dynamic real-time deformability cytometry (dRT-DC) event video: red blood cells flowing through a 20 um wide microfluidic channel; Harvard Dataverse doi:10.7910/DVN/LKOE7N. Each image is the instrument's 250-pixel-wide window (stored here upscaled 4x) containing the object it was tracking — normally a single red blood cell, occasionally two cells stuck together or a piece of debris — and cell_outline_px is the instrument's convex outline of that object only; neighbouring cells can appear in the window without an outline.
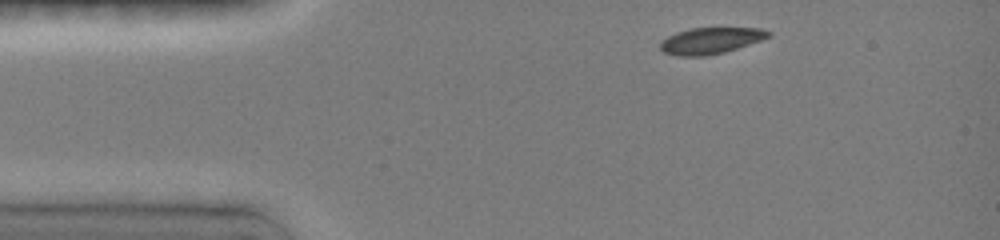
{"species": "common noctule bat (a hibernating species)", "species_latin": "Nyctalus noctula", "temperature_condition": "room temperature", "stored_images_in_passage": 10, "camera_frame_rate_fps": 3000, "um_per_image_px": 0.085, "animal": {"sex": "female", "body_mass_g": 19.0, "forearm_length_mm": 51.5}, "frame": {"image": 1, "passage_image": 1, "time_ms": 0.0, "image_size_px": [1000, 240], "cell_outline_px": [[772, 32], [768, 36], [760, 40], [724, 52], [704, 56], [680, 56], [664, 52], [660, 48], [660, 40], [676, 32], [692, 28], [760, 28]], "centroid_in_image_um": [60.36, 3.45], "position_along_channel_um": 24.6, "area_um2": 16.36}}
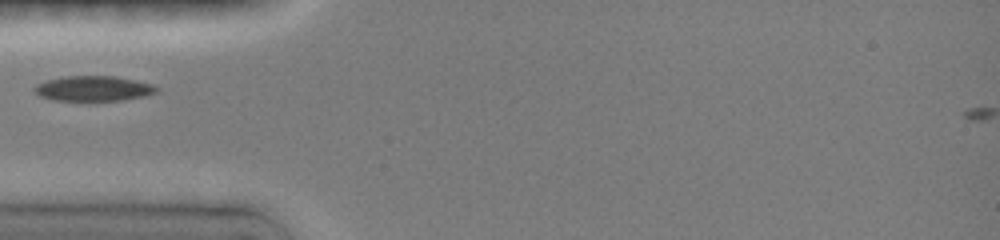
{"frame": {"image": 2, "passage_image": 4, "time_ms": 2.667, "image_size_px": [1000, 240], "cell_outline_px": [[156, 92], [144, 96], [120, 100], [56, 100], [40, 96], [36, 92], [36, 88], [40, 84], [48, 80], [64, 76], [116, 76], [152, 84], [156, 88]], "centroid_in_image_um": [7.97, 7.51], "position_along_channel_um": 77.0, "area_um2": 17.34}}
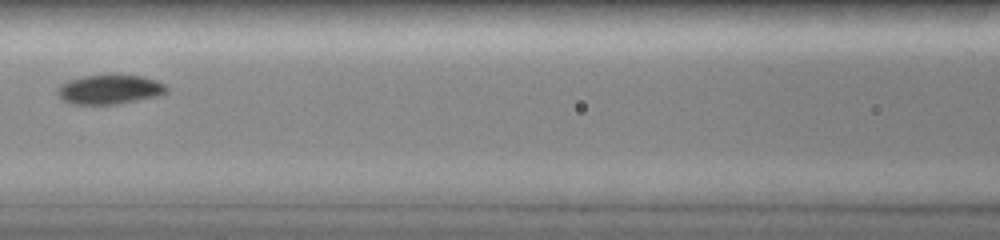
{"frame": {"image": 3, "passage_image": 6, "time_ms": 4.667, "image_size_px": [1000, 240], "cell_outline_px": [[168, 92], [156, 96], [116, 104], [72, 104], [64, 100], [56, 92], [56, 88], [60, 84], [68, 80], [84, 76], [144, 76], [156, 80], [164, 84], [168, 88]], "centroid_in_image_um": [9.3, 7.61], "position_along_channel_um": 157.3, "area_um2": 18.38}}